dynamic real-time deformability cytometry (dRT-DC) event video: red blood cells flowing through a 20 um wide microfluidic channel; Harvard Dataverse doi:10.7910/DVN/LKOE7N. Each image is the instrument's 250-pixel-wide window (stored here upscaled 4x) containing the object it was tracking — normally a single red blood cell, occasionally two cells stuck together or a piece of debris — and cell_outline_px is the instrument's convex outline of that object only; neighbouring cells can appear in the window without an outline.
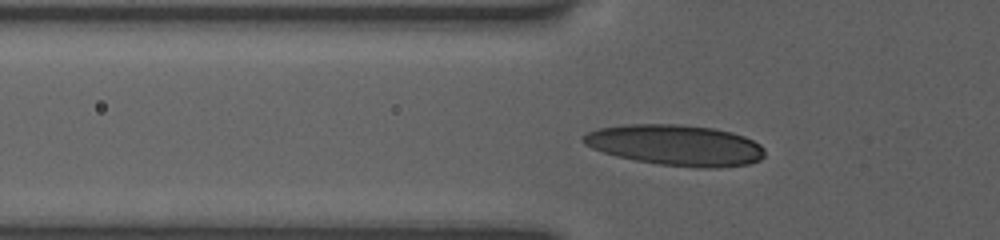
{"species": "human", "species_latin": "Homo sapiens", "temperature_condition": "room temperature", "stored_images_in_passage": 36, "camera_frame_rate_fps": 3000, "um_per_image_px": 0.085, "donor": {"sex": "female"}, "frame": {"image": 1, "passage_image": 3, "time_ms": 0.667, "image_size_px": [1000, 240], "cell_outline_px": [[764, 156], [760, 160], [748, 164], [716, 168], [704, 168], [660, 164], [636, 160], [616, 156], [592, 148], [584, 144], [580, 140], [588, 132], [600, 128], [628, 124], [680, 124], [712, 128], [732, 132], [744, 136], [760, 144], [764, 148]], "centroid_in_image_um": [57.45, 12.33], "position_along_channel_um": 68.4, "area_um2": 43.0}}
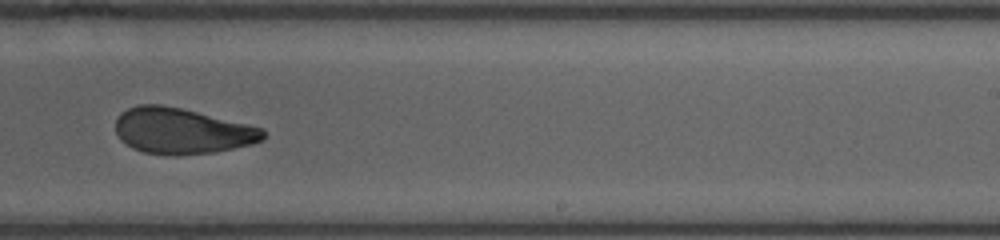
{"frame": {"image": 2, "passage_image": 19, "time_ms": 6.0, "image_size_px": [1000, 240], "cell_outline_px": [[264, 140], [252, 144], [216, 152], [176, 156], [144, 152], [132, 148], [120, 140], [116, 132], [116, 120], [120, 112], [128, 108], [140, 104], [160, 104], [180, 108], [264, 128]], "centroid_in_image_um": [15.44, 11.14], "position_along_channel_um": 273.6, "area_um2": 39.48}}
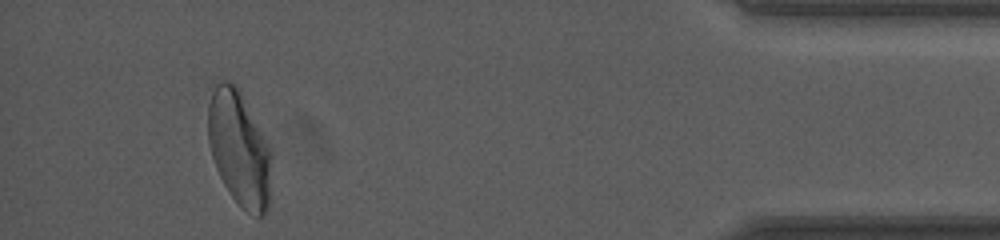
{"frame": {"image": 3, "passage_image": 34, "time_ms": 11.0, "image_size_px": [1000, 240], "cell_outline_px": [[272, 152], [268, 208], [264, 216], [256, 216], [248, 212], [232, 196], [224, 184], [216, 168], [208, 144], [208, 104], [212, 92], [216, 84], [220, 80], [228, 80], [240, 92]], "centroid_in_image_um": [20.32, 12.65], "position_along_channel_um": 414.9, "area_um2": 41.91}}